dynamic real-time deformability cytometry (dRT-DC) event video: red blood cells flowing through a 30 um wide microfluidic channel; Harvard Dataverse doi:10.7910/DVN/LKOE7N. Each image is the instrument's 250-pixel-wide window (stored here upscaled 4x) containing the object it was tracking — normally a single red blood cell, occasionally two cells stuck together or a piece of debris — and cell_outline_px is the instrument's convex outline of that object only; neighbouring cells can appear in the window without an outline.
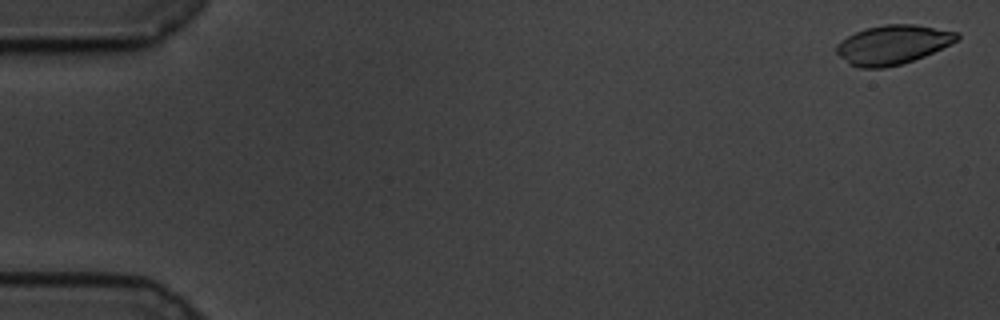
{"species": "common noctule bat (a hibernating species)", "species_latin": "Nyctalus noctula", "temperature_condition": "cold", "stored_images_in_passage": 60, "camera_frame_rate_fps": 3000, "um_per_image_px": 0.085, "animal": {"sex": "male", "body_mass_g": 19.5, "forearm_length_mm": 54.6}, "frame": {"image": 1, "passage_image": 2, "time_ms": 0.333, "image_size_px": [1000, 320], "cell_outline_px": [[960, 36], [956, 40], [924, 56], [900, 64], [884, 68], [860, 68], [848, 64], [836, 52], [836, 44], [848, 36], [856, 32], [868, 28], [884, 24], [912, 24], [960, 32]], "centroid_in_image_um": [75.85, 3.8], "position_along_channel_um": 9.2, "area_um2": 27.17}}
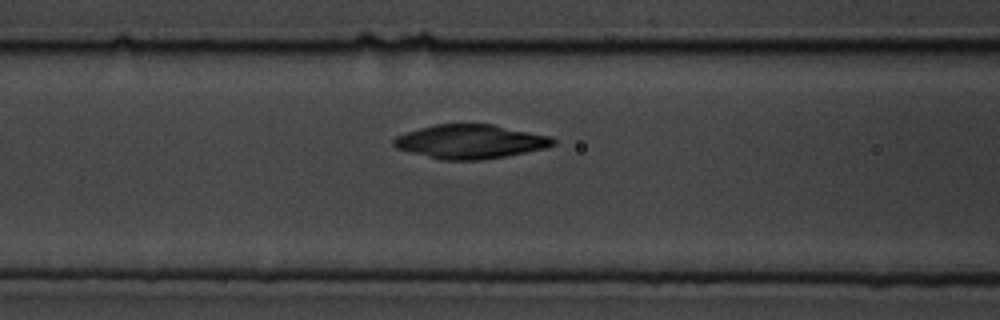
{"frame": {"image": 2, "passage_image": 25, "time_ms": 8.0, "image_size_px": [1000, 320], "cell_outline_px": [[556, 144], [544, 148], [484, 160], [440, 160], [396, 148], [392, 144], [392, 140], [396, 136], [404, 132], [436, 124], [492, 124], [552, 136], [556, 140]], "centroid_in_image_um": [39.96, 12.03], "position_along_channel_um": 126.6, "area_um2": 31.62}}
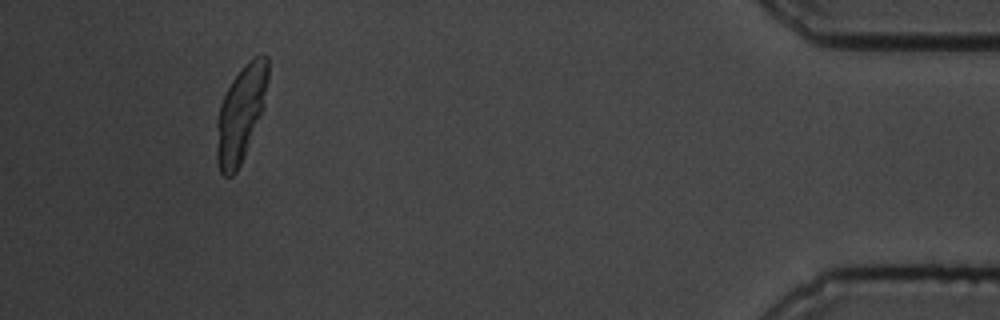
{"frame": {"image": 3, "passage_image": 56, "time_ms": 18.333, "image_size_px": [1000, 320], "cell_outline_px": [[268, 80], [264, 108], [244, 156], [236, 172], [232, 176], [224, 176], [220, 172], [216, 164], [216, 120], [220, 104], [232, 80], [248, 60], [252, 56], [260, 52], [268, 56]], "centroid_in_image_um": [20.47, 9.64], "position_along_channel_um": 414.7, "area_um2": 29.13}, "authors_computed_cell_mechanics": {"area_um2": 29.2757, "velocity_mm_per_s": 3.3899, "shape_relaxation_time_tau1_ms": 7.4817, "shape_relaxation_time_tau2_ms": 8.9057, "deformation_change_tau1": 0.2817, "deformation_change_tau2": 0.103}}